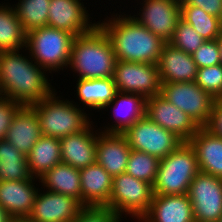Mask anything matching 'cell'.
<instances>
[{"mask_svg": "<svg viewBox=\"0 0 222 222\" xmlns=\"http://www.w3.org/2000/svg\"><path fill=\"white\" fill-rule=\"evenodd\" d=\"M181 19L190 24L206 41L216 40L222 33V19L209 15L202 8L180 5Z\"/></svg>", "mask_w": 222, "mask_h": 222, "instance_id": "obj_30", "label": "cell"}, {"mask_svg": "<svg viewBox=\"0 0 222 222\" xmlns=\"http://www.w3.org/2000/svg\"><path fill=\"white\" fill-rule=\"evenodd\" d=\"M197 68L221 64L219 46L216 40L204 42L193 54Z\"/></svg>", "mask_w": 222, "mask_h": 222, "instance_id": "obj_35", "label": "cell"}, {"mask_svg": "<svg viewBox=\"0 0 222 222\" xmlns=\"http://www.w3.org/2000/svg\"><path fill=\"white\" fill-rule=\"evenodd\" d=\"M217 43H218V46H219L220 58H221V64H222V33L217 38Z\"/></svg>", "mask_w": 222, "mask_h": 222, "instance_id": "obj_41", "label": "cell"}, {"mask_svg": "<svg viewBox=\"0 0 222 222\" xmlns=\"http://www.w3.org/2000/svg\"><path fill=\"white\" fill-rule=\"evenodd\" d=\"M57 94L55 89L42 101L30 105L37 114L42 135L61 139L83 131L92 122L94 113L87 114L72 99Z\"/></svg>", "mask_w": 222, "mask_h": 222, "instance_id": "obj_4", "label": "cell"}, {"mask_svg": "<svg viewBox=\"0 0 222 222\" xmlns=\"http://www.w3.org/2000/svg\"><path fill=\"white\" fill-rule=\"evenodd\" d=\"M161 83L195 81L197 66L191 54L166 43L158 60Z\"/></svg>", "mask_w": 222, "mask_h": 222, "instance_id": "obj_21", "label": "cell"}, {"mask_svg": "<svg viewBox=\"0 0 222 222\" xmlns=\"http://www.w3.org/2000/svg\"><path fill=\"white\" fill-rule=\"evenodd\" d=\"M104 111H109L108 114H111L109 119L112 122L106 123L105 126L101 124L102 126L98 130L105 133L122 134L145 116L146 98L139 94L117 92L114 99L100 113Z\"/></svg>", "mask_w": 222, "mask_h": 222, "instance_id": "obj_16", "label": "cell"}, {"mask_svg": "<svg viewBox=\"0 0 222 222\" xmlns=\"http://www.w3.org/2000/svg\"><path fill=\"white\" fill-rule=\"evenodd\" d=\"M125 221L106 207H84L73 222H122Z\"/></svg>", "mask_w": 222, "mask_h": 222, "instance_id": "obj_36", "label": "cell"}, {"mask_svg": "<svg viewBox=\"0 0 222 222\" xmlns=\"http://www.w3.org/2000/svg\"><path fill=\"white\" fill-rule=\"evenodd\" d=\"M195 82L214 99L222 100V64L198 68Z\"/></svg>", "mask_w": 222, "mask_h": 222, "instance_id": "obj_34", "label": "cell"}, {"mask_svg": "<svg viewBox=\"0 0 222 222\" xmlns=\"http://www.w3.org/2000/svg\"><path fill=\"white\" fill-rule=\"evenodd\" d=\"M198 173L196 152L189 142H183L160 160L153 194H188L190 184Z\"/></svg>", "mask_w": 222, "mask_h": 222, "instance_id": "obj_6", "label": "cell"}, {"mask_svg": "<svg viewBox=\"0 0 222 222\" xmlns=\"http://www.w3.org/2000/svg\"><path fill=\"white\" fill-rule=\"evenodd\" d=\"M40 187L74 197L82 204L80 171L66 163H58L39 177Z\"/></svg>", "mask_w": 222, "mask_h": 222, "instance_id": "obj_26", "label": "cell"}, {"mask_svg": "<svg viewBox=\"0 0 222 222\" xmlns=\"http://www.w3.org/2000/svg\"><path fill=\"white\" fill-rule=\"evenodd\" d=\"M147 116L162 128L188 142L200 128L187 114L169 103L161 94L146 99Z\"/></svg>", "mask_w": 222, "mask_h": 222, "instance_id": "obj_15", "label": "cell"}, {"mask_svg": "<svg viewBox=\"0 0 222 222\" xmlns=\"http://www.w3.org/2000/svg\"><path fill=\"white\" fill-rule=\"evenodd\" d=\"M83 208L74 197L40 187L27 218L33 222H73Z\"/></svg>", "mask_w": 222, "mask_h": 222, "instance_id": "obj_14", "label": "cell"}, {"mask_svg": "<svg viewBox=\"0 0 222 222\" xmlns=\"http://www.w3.org/2000/svg\"><path fill=\"white\" fill-rule=\"evenodd\" d=\"M188 196L195 222H218L222 217V178L199 172L190 184Z\"/></svg>", "mask_w": 222, "mask_h": 222, "instance_id": "obj_12", "label": "cell"}, {"mask_svg": "<svg viewBox=\"0 0 222 222\" xmlns=\"http://www.w3.org/2000/svg\"><path fill=\"white\" fill-rule=\"evenodd\" d=\"M204 42L206 40L190 24L180 19L168 43L192 55Z\"/></svg>", "mask_w": 222, "mask_h": 222, "instance_id": "obj_33", "label": "cell"}, {"mask_svg": "<svg viewBox=\"0 0 222 222\" xmlns=\"http://www.w3.org/2000/svg\"><path fill=\"white\" fill-rule=\"evenodd\" d=\"M27 32L10 2L0 3V51L26 48Z\"/></svg>", "mask_w": 222, "mask_h": 222, "instance_id": "obj_28", "label": "cell"}, {"mask_svg": "<svg viewBox=\"0 0 222 222\" xmlns=\"http://www.w3.org/2000/svg\"><path fill=\"white\" fill-rule=\"evenodd\" d=\"M161 95L187 114L199 127L210 123L215 100L195 81L161 83Z\"/></svg>", "mask_w": 222, "mask_h": 222, "instance_id": "obj_8", "label": "cell"}, {"mask_svg": "<svg viewBox=\"0 0 222 222\" xmlns=\"http://www.w3.org/2000/svg\"><path fill=\"white\" fill-rule=\"evenodd\" d=\"M152 198L151 184L124 172L113 177L109 209L126 220L129 217L132 222L134 219H142L147 214Z\"/></svg>", "mask_w": 222, "mask_h": 222, "instance_id": "obj_7", "label": "cell"}, {"mask_svg": "<svg viewBox=\"0 0 222 222\" xmlns=\"http://www.w3.org/2000/svg\"><path fill=\"white\" fill-rule=\"evenodd\" d=\"M135 222H145L143 219H134Z\"/></svg>", "mask_w": 222, "mask_h": 222, "instance_id": "obj_43", "label": "cell"}, {"mask_svg": "<svg viewBox=\"0 0 222 222\" xmlns=\"http://www.w3.org/2000/svg\"><path fill=\"white\" fill-rule=\"evenodd\" d=\"M30 177L27 156L5 139L0 140V181L27 180Z\"/></svg>", "mask_w": 222, "mask_h": 222, "instance_id": "obj_29", "label": "cell"}, {"mask_svg": "<svg viewBox=\"0 0 222 222\" xmlns=\"http://www.w3.org/2000/svg\"><path fill=\"white\" fill-rule=\"evenodd\" d=\"M82 205L109 208L113 177L97 162L79 169Z\"/></svg>", "mask_w": 222, "mask_h": 222, "instance_id": "obj_20", "label": "cell"}, {"mask_svg": "<svg viewBox=\"0 0 222 222\" xmlns=\"http://www.w3.org/2000/svg\"><path fill=\"white\" fill-rule=\"evenodd\" d=\"M23 105L0 95V140H4L12 119Z\"/></svg>", "mask_w": 222, "mask_h": 222, "instance_id": "obj_37", "label": "cell"}, {"mask_svg": "<svg viewBox=\"0 0 222 222\" xmlns=\"http://www.w3.org/2000/svg\"><path fill=\"white\" fill-rule=\"evenodd\" d=\"M53 80L34 62L26 48L0 51L1 96L30 106L57 89L52 85Z\"/></svg>", "mask_w": 222, "mask_h": 222, "instance_id": "obj_1", "label": "cell"}, {"mask_svg": "<svg viewBox=\"0 0 222 222\" xmlns=\"http://www.w3.org/2000/svg\"><path fill=\"white\" fill-rule=\"evenodd\" d=\"M10 222H33L28 218H12Z\"/></svg>", "mask_w": 222, "mask_h": 222, "instance_id": "obj_42", "label": "cell"}, {"mask_svg": "<svg viewBox=\"0 0 222 222\" xmlns=\"http://www.w3.org/2000/svg\"><path fill=\"white\" fill-rule=\"evenodd\" d=\"M85 0H50L47 26L64 30L75 37L91 31L97 24ZM92 19V20H90Z\"/></svg>", "mask_w": 222, "mask_h": 222, "instance_id": "obj_13", "label": "cell"}, {"mask_svg": "<svg viewBox=\"0 0 222 222\" xmlns=\"http://www.w3.org/2000/svg\"><path fill=\"white\" fill-rule=\"evenodd\" d=\"M115 62L111 41L97 24L88 33L74 38L67 70L74 72L75 79L112 78Z\"/></svg>", "mask_w": 222, "mask_h": 222, "instance_id": "obj_3", "label": "cell"}, {"mask_svg": "<svg viewBox=\"0 0 222 222\" xmlns=\"http://www.w3.org/2000/svg\"><path fill=\"white\" fill-rule=\"evenodd\" d=\"M206 128L214 135L222 137V100H215L210 123Z\"/></svg>", "mask_w": 222, "mask_h": 222, "instance_id": "obj_39", "label": "cell"}, {"mask_svg": "<svg viewBox=\"0 0 222 222\" xmlns=\"http://www.w3.org/2000/svg\"><path fill=\"white\" fill-rule=\"evenodd\" d=\"M11 4L26 32L47 26L50 0H18Z\"/></svg>", "mask_w": 222, "mask_h": 222, "instance_id": "obj_31", "label": "cell"}, {"mask_svg": "<svg viewBox=\"0 0 222 222\" xmlns=\"http://www.w3.org/2000/svg\"><path fill=\"white\" fill-rule=\"evenodd\" d=\"M74 38L69 32L44 26L27 32L26 50L34 62L53 78L54 74H60V70H67Z\"/></svg>", "mask_w": 222, "mask_h": 222, "instance_id": "obj_5", "label": "cell"}, {"mask_svg": "<svg viewBox=\"0 0 222 222\" xmlns=\"http://www.w3.org/2000/svg\"><path fill=\"white\" fill-rule=\"evenodd\" d=\"M41 136L35 110L31 106H22L13 117L5 140L27 156Z\"/></svg>", "mask_w": 222, "mask_h": 222, "instance_id": "obj_24", "label": "cell"}, {"mask_svg": "<svg viewBox=\"0 0 222 222\" xmlns=\"http://www.w3.org/2000/svg\"><path fill=\"white\" fill-rule=\"evenodd\" d=\"M36 182L39 178L33 176L27 180L0 181V206L11 218L29 216L40 189V183Z\"/></svg>", "mask_w": 222, "mask_h": 222, "instance_id": "obj_17", "label": "cell"}, {"mask_svg": "<svg viewBox=\"0 0 222 222\" xmlns=\"http://www.w3.org/2000/svg\"><path fill=\"white\" fill-rule=\"evenodd\" d=\"M97 127V123L92 121L83 131L59 139L61 161L77 169L95 163Z\"/></svg>", "mask_w": 222, "mask_h": 222, "instance_id": "obj_18", "label": "cell"}, {"mask_svg": "<svg viewBox=\"0 0 222 222\" xmlns=\"http://www.w3.org/2000/svg\"><path fill=\"white\" fill-rule=\"evenodd\" d=\"M188 142L196 152L199 172L222 178V137L200 127Z\"/></svg>", "mask_w": 222, "mask_h": 222, "instance_id": "obj_23", "label": "cell"}, {"mask_svg": "<svg viewBox=\"0 0 222 222\" xmlns=\"http://www.w3.org/2000/svg\"><path fill=\"white\" fill-rule=\"evenodd\" d=\"M133 2L137 4L135 6L131 4L135 12L129 8L130 16L168 43L181 19L180 0H133Z\"/></svg>", "mask_w": 222, "mask_h": 222, "instance_id": "obj_9", "label": "cell"}, {"mask_svg": "<svg viewBox=\"0 0 222 222\" xmlns=\"http://www.w3.org/2000/svg\"><path fill=\"white\" fill-rule=\"evenodd\" d=\"M76 90H74L75 99L72 100L74 104L83 109L100 112L107 104H109L117 93V88L112 78L103 79H76ZM82 104V105H80ZM86 107V108H85Z\"/></svg>", "mask_w": 222, "mask_h": 222, "instance_id": "obj_25", "label": "cell"}, {"mask_svg": "<svg viewBox=\"0 0 222 222\" xmlns=\"http://www.w3.org/2000/svg\"><path fill=\"white\" fill-rule=\"evenodd\" d=\"M27 161L29 173L35 178L61 163L59 139L42 135L27 155Z\"/></svg>", "mask_w": 222, "mask_h": 222, "instance_id": "obj_27", "label": "cell"}, {"mask_svg": "<svg viewBox=\"0 0 222 222\" xmlns=\"http://www.w3.org/2000/svg\"><path fill=\"white\" fill-rule=\"evenodd\" d=\"M112 79L117 92L139 94L146 99L161 94L157 64L116 60Z\"/></svg>", "mask_w": 222, "mask_h": 222, "instance_id": "obj_11", "label": "cell"}, {"mask_svg": "<svg viewBox=\"0 0 222 222\" xmlns=\"http://www.w3.org/2000/svg\"><path fill=\"white\" fill-rule=\"evenodd\" d=\"M119 11L97 21L111 41L116 60L157 64L167 42L137 22L128 10Z\"/></svg>", "mask_w": 222, "mask_h": 222, "instance_id": "obj_2", "label": "cell"}, {"mask_svg": "<svg viewBox=\"0 0 222 222\" xmlns=\"http://www.w3.org/2000/svg\"><path fill=\"white\" fill-rule=\"evenodd\" d=\"M10 215L0 206V222H10Z\"/></svg>", "mask_w": 222, "mask_h": 222, "instance_id": "obj_40", "label": "cell"}, {"mask_svg": "<svg viewBox=\"0 0 222 222\" xmlns=\"http://www.w3.org/2000/svg\"><path fill=\"white\" fill-rule=\"evenodd\" d=\"M142 219L145 222H195L188 194H153L150 210Z\"/></svg>", "mask_w": 222, "mask_h": 222, "instance_id": "obj_22", "label": "cell"}, {"mask_svg": "<svg viewBox=\"0 0 222 222\" xmlns=\"http://www.w3.org/2000/svg\"><path fill=\"white\" fill-rule=\"evenodd\" d=\"M131 149L145 152L159 160L174 151L183 141L144 116L124 133Z\"/></svg>", "mask_w": 222, "mask_h": 222, "instance_id": "obj_10", "label": "cell"}, {"mask_svg": "<svg viewBox=\"0 0 222 222\" xmlns=\"http://www.w3.org/2000/svg\"><path fill=\"white\" fill-rule=\"evenodd\" d=\"M130 153L131 148L123 134L98 131L96 162L112 177L126 171Z\"/></svg>", "mask_w": 222, "mask_h": 222, "instance_id": "obj_19", "label": "cell"}, {"mask_svg": "<svg viewBox=\"0 0 222 222\" xmlns=\"http://www.w3.org/2000/svg\"><path fill=\"white\" fill-rule=\"evenodd\" d=\"M180 5L197 6L209 15L222 19V0H180Z\"/></svg>", "mask_w": 222, "mask_h": 222, "instance_id": "obj_38", "label": "cell"}, {"mask_svg": "<svg viewBox=\"0 0 222 222\" xmlns=\"http://www.w3.org/2000/svg\"><path fill=\"white\" fill-rule=\"evenodd\" d=\"M159 163L158 158L145 152L131 149L125 172L153 186L157 178Z\"/></svg>", "mask_w": 222, "mask_h": 222, "instance_id": "obj_32", "label": "cell"}]
</instances>
